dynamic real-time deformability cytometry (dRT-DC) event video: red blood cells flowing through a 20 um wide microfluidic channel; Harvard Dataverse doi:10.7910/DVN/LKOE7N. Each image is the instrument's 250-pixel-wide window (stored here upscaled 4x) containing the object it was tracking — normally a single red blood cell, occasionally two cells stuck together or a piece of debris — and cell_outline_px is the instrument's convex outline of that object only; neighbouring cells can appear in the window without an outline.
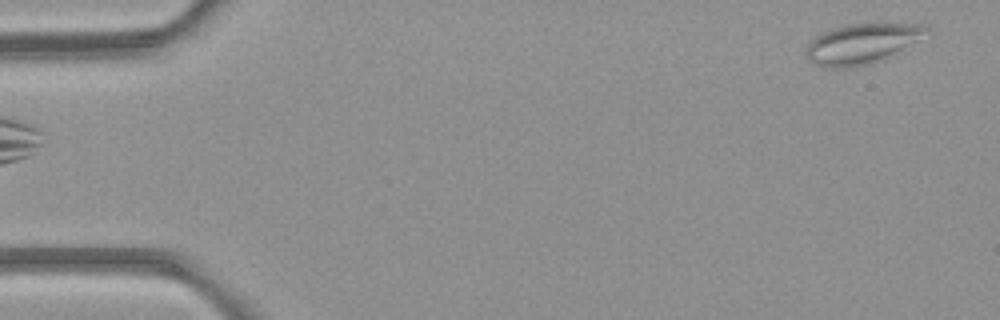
{"species": "common noctule bat (a hibernating species)", "species_latin": "Nyctalus noctula", "temperature_condition": "room temperature", "stored_images_in_passage": 3, "camera_frame_rate_fps": 3000, "um_per_image_px": 0.085, "animal": {"sex": "female", "body_mass_g": 21.9}, "frame": {"image": 1, "passage_image": 3, "time_ms": 3.0, "image_size_px": [1000, 320], "cell_outline_px": [[932, 36], [872, 64], [852, 68], [820, 68], [812, 64], [808, 60], [804, 52], [804, 48], [820, 32], [844, 24], [876, 20], [880, 20], [928, 24], [932, 32]], "centroid_in_image_um": [73.39, 3.65], "position_along_channel_um": 11.6, "area_um2": 30.58}}